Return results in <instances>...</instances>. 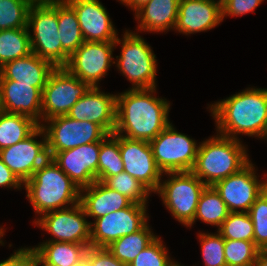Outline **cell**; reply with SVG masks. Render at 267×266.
<instances>
[{
    "label": "cell",
    "mask_w": 267,
    "mask_h": 266,
    "mask_svg": "<svg viewBox=\"0 0 267 266\" xmlns=\"http://www.w3.org/2000/svg\"><path fill=\"white\" fill-rule=\"evenodd\" d=\"M241 140L214 134L199 142L196 161L191 172L206 186L239 172L251 160Z\"/></svg>",
    "instance_id": "obj_4"
},
{
    "label": "cell",
    "mask_w": 267,
    "mask_h": 266,
    "mask_svg": "<svg viewBox=\"0 0 267 266\" xmlns=\"http://www.w3.org/2000/svg\"><path fill=\"white\" fill-rule=\"evenodd\" d=\"M217 232L224 240L254 241V227L248 212H229Z\"/></svg>",
    "instance_id": "obj_32"
},
{
    "label": "cell",
    "mask_w": 267,
    "mask_h": 266,
    "mask_svg": "<svg viewBox=\"0 0 267 266\" xmlns=\"http://www.w3.org/2000/svg\"><path fill=\"white\" fill-rule=\"evenodd\" d=\"M119 148L124 171L155 193L164 176L156 164L150 143L119 135Z\"/></svg>",
    "instance_id": "obj_16"
},
{
    "label": "cell",
    "mask_w": 267,
    "mask_h": 266,
    "mask_svg": "<svg viewBox=\"0 0 267 266\" xmlns=\"http://www.w3.org/2000/svg\"><path fill=\"white\" fill-rule=\"evenodd\" d=\"M149 223L135 233L120 237L107 247L108 250L118 260L129 265L142 250L158 237L150 228Z\"/></svg>",
    "instance_id": "obj_26"
},
{
    "label": "cell",
    "mask_w": 267,
    "mask_h": 266,
    "mask_svg": "<svg viewBox=\"0 0 267 266\" xmlns=\"http://www.w3.org/2000/svg\"><path fill=\"white\" fill-rule=\"evenodd\" d=\"M4 112L2 107L1 95H0V115Z\"/></svg>",
    "instance_id": "obj_48"
},
{
    "label": "cell",
    "mask_w": 267,
    "mask_h": 266,
    "mask_svg": "<svg viewBox=\"0 0 267 266\" xmlns=\"http://www.w3.org/2000/svg\"><path fill=\"white\" fill-rule=\"evenodd\" d=\"M257 170L251 160L239 172L213 185L229 212H249L255 200L267 189V174L263 175L264 181L262 177L259 179Z\"/></svg>",
    "instance_id": "obj_14"
},
{
    "label": "cell",
    "mask_w": 267,
    "mask_h": 266,
    "mask_svg": "<svg viewBox=\"0 0 267 266\" xmlns=\"http://www.w3.org/2000/svg\"><path fill=\"white\" fill-rule=\"evenodd\" d=\"M168 179L160 181L158 194L166 210L187 227L196 214L199 198L206 185L191 171L163 173Z\"/></svg>",
    "instance_id": "obj_6"
},
{
    "label": "cell",
    "mask_w": 267,
    "mask_h": 266,
    "mask_svg": "<svg viewBox=\"0 0 267 266\" xmlns=\"http://www.w3.org/2000/svg\"><path fill=\"white\" fill-rule=\"evenodd\" d=\"M116 48L115 42L84 41L69 56L64 68L91 87H99V81L107 75L112 64H115L113 52Z\"/></svg>",
    "instance_id": "obj_13"
},
{
    "label": "cell",
    "mask_w": 267,
    "mask_h": 266,
    "mask_svg": "<svg viewBox=\"0 0 267 266\" xmlns=\"http://www.w3.org/2000/svg\"><path fill=\"white\" fill-rule=\"evenodd\" d=\"M121 45L115 67L131 84L130 89L157 87V57L149 43L133 30H126L117 37L115 46Z\"/></svg>",
    "instance_id": "obj_5"
},
{
    "label": "cell",
    "mask_w": 267,
    "mask_h": 266,
    "mask_svg": "<svg viewBox=\"0 0 267 266\" xmlns=\"http://www.w3.org/2000/svg\"><path fill=\"white\" fill-rule=\"evenodd\" d=\"M132 202L104 182L95 181L80 190V204L88 218L98 219L109 213L124 209Z\"/></svg>",
    "instance_id": "obj_23"
},
{
    "label": "cell",
    "mask_w": 267,
    "mask_h": 266,
    "mask_svg": "<svg viewBox=\"0 0 267 266\" xmlns=\"http://www.w3.org/2000/svg\"><path fill=\"white\" fill-rule=\"evenodd\" d=\"M91 86L70 74L64 67H56L42 92V123L65 116Z\"/></svg>",
    "instance_id": "obj_11"
},
{
    "label": "cell",
    "mask_w": 267,
    "mask_h": 266,
    "mask_svg": "<svg viewBox=\"0 0 267 266\" xmlns=\"http://www.w3.org/2000/svg\"><path fill=\"white\" fill-rule=\"evenodd\" d=\"M180 0H150L134 14L138 25L136 33H167L174 30Z\"/></svg>",
    "instance_id": "obj_24"
},
{
    "label": "cell",
    "mask_w": 267,
    "mask_h": 266,
    "mask_svg": "<svg viewBox=\"0 0 267 266\" xmlns=\"http://www.w3.org/2000/svg\"><path fill=\"white\" fill-rule=\"evenodd\" d=\"M37 254L32 246L20 247L6 260L0 261V266H35Z\"/></svg>",
    "instance_id": "obj_41"
},
{
    "label": "cell",
    "mask_w": 267,
    "mask_h": 266,
    "mask_svg": "<svg viewBox=\"0 0 267 266\" xmlns=\"http://www.w3.org/2000/svg\"><path fill=\"white\" fill-rule=\"evenodd\" d=\"M30 6L27 0H0V31L27 27Z\"/></svg>",
    "instance_id": "obj_35"
},
{
    "label": "cell",
    "mask_w": 267,
    "mask_h": 266,
    "mask_svg": "<svg viewBox=\"0 0 267 266\" xmlns=\"http://www.w3.org/2000/svg\"><path fill=\"white\" fill-rule=\"evenodd\" d=\"M90 245L72 242H41L33 246L37 257L48 266H78Z\"/></svg>",
    "instance_id": "obj_25"
},
{
    "label": "cell",
    "mask_w": 267,
    "mask_h": 266,
    "mask_svg": "<svg viewBox=\"0 0 267 266\" xmlns=\"http://www.w3.org/2000/svg\"><path fill=\"white\" fill-rule=\"evenodd\" d=\"M79 203L43 214L35 222V227L50 234L43 242H72L90 245L91 220Z\"/></svg>",
    "instance_id": "obj_12"
},
{
    "label": "cell",
    "mask_w": 267,
    "mask_h": 266,
    "mask_svg": "<svg viewBox=\"0 0 267 266\" xmlns=\"http://www.w3.org/2000/svg\"><path fill=\"white\" fill-rule=\"evenodd\" d=\"M27 28L32 53L51 62L55 67H64L70 55L62 48L60 41L57 3L31 5Z\"/></svg>",
    "instance_id": "obj_7"
},
{
    "label": "cell",
    "mask_w": 267,
    "mask_h": 266,
    "mask_svg": "<svg viewBox=\"0 0 267 266\" xmlns=\"http://www.w3.org/2000/svg\"><path fill=\"white\" fill-rule=\"evenodd\" d=\"M58 30L62 48L71 55L84 42L75 10L66 2H57Z\"/></svg>",
    "instance_id": "obj_29"
},
{
    "label": "cell",
    "mask_w": 267,
    "mask_h": 266,
    "mask_svg": "<svg viewBox=\"0 0 267 266\" xmlns=\"http://www.w3.org/2000/svg\"><path fill=\"white\" fill-rule=\"evenodd\" d=\"M35 266H48V265L44 264V263L37 257Z\"/></svg>",
    "instance_id": "obj_47"
},
{
    "label": "cell",
    "mask_w": 267,
    "mask_h": 266,
    "mask_svg": "<svg viewBox=\"0 0 267 266\" xmlns=\"http://www.w3.org/2000/svg\"><path fill=\"white\" fill-rule=\"evenodd\" d=\"M32 53L27 27L0 31V68Z\"/></svg>",
    "instance_id": "obj_30"
},
{
    "label": "cell",
    "mask_w": 267,
    "mask_h": 266,
    "mask_svg": "<svg viewBox=\"0 0 267 266\" xmlns=\"http://www.w3.org/2000/svg\"><path fill=\"white\" fill-rule=\"evenodd\" d=\"M147 205L131 203L124 209L90 222V246L107 248L120 237L142 229L150 218L147 214Z\"/></svg>",
    "instance_id": "obj_10"
},
{
    "label": "cell",
    "mask_w": 267,
    "mask_h": 266,
    "mask_svg": "<svg viewBox=\"0 0 267 266\" xmlns=\"http://www.w3.org/2000/svg\"><path fill=\"white\" fill-rule=\"evenodd\" d=\"M104 183L111 189L127 197L132 203L147 204L151 192L136 178L123 171L118 175L108 177Z\"/></svg>",
    "instance_id": "obj_33"
},
{
    "label": "cell",
    "mask_w": 267,
    "mask_h": 266,
    "mask_svg": "<svg viewBox=\"0 0 267 266\" xmlns=\"http://www.w3.org/2000/svg\"><path fill=\"white\" fill-rule=\"evenodd\" d=\"M39 126L29 116L3 112L0 115V150L26 139Z\"/></svg>",
    "instance_id": "obj_27"
},
{
    "label": "cell",
    "mask_w": 267,
    "mask_h": 266,
    "mask_svg": "<svg viewBox=\"0 0 267 266\" xmlns=\"http://www.w3.org/2000/svg\"><path fill=\"white\" fill-rule=\"evenodd\" d=\"M161 237H157L147 248L142 250L129 266H177L179 262L171 258L168 247Z\"/></svg>",
    "instance_id": "obj_37"
},
{
    "label": "cell",
    "mask_w": 267,
    "mask_h": 266,
    "mask_svg": "<svg viewBox=\"0 0 267 266\" xmlns=\"http://www.w3.org/2000/svg\"><path fill=\"white\" fill-rule=\"evenodd\" d=\"M0 95L4 112L23 114L42 124V92L37 87L0 80Z\"/></svg>",
    "instance_id": "obj_21"
},
{
    "label": "cell",
    "mask_w": 267,
    "mask_h": 266,
    "mask_svg": "<svg viewBox=\"0 0 267 266\" xmlns=\"http://www.w3.org/2000/svg\"><path fill=\"white\" fill-rule=\"evenodd\" d=\"M40 137V140H36ZM3 163L24 184L34 172L49 158L47 138L39 126L26 139L0 150Z\"/></svg>",
    "instance_id": "obj_15"
},
{
    "label": "cell",
    "mask_w": 267,
    "mask_h": 266,
    "mask_svg": "<svg viewBox=\"0 0 267 266\" xmlns=\"http://www.w3.org/2000/svg\"><path fill=\"white\" fill-rule=\"evenodd\" d=\"M222 1V21L226 16L240 17L247 13H255V9L264 0H221Z\"/></svg>",
    "instance_id": "obj_39"
},
{
    "label": "cell",
    "mask_w": 267,
    "mask_h": 266,
    "mask_svg": "<svg viewBox=\"0 0 267 266\" xmlns=\"http://www.w3.org/2000/svg\"><path fill=\"white\" fill-rule=\"evenodd\" d=\"M260 249L254 241L225 240L224 256L227 266H254Z\"/></svg>",
    "instance_id": "obj_34"
},
{
    "label": "cell",
    "mask_w": 267,
    "mask_h": 266,
    "mask_svg": "<svg viewBox=\"0 0 267 266\" xmlns=\"http://www.w3.org/2000/svg\"><path fill=\"white\" fill-rule=\"evenodd\" d=\"M101 141L56 152L51 159L81 189L98 181Z\"/></svg>",
    "instance_id": "obj_17"
},
{
    "label": "cell",
    "mask_w": 267,
    "mask_h": 266,
    "mask_svg": "<svg viewBox=\"0 0 267 266\" xmlns=\"http://www.w3.org/2000/svg\"><path fill=\"white\" fill-rule=\"evenodd\" d=\"M76 12L84 41L115 42L118 31L100 0H65Z\"/></svg>",
    "instance_id": "obj_19"
},
{
    "label": "cell",
    "mask_w": 267,
    "mask_h": 266,
    "mask_svg": "<svg viewBox=\"0 0 267 266\" xmlns=\"http://www.w3.org/2000/svg\"><path fill=\"white\" fill-rule=\"evenodd\" d=\"M121 2L122 5L130 8L134 13L147 4L150 0H117Z\"/></svg>",
    "instance_id": "obj_43"
},
{
    "label": "cell",
    "mask_w": 267,
    "mask_h": 266,
    "mask_svg": "<svg viewBox=\"0 0 267 266\" xmlns=\"http://www.w3.org/2000/svg\"><path fill=\"white\" fill-rule=\"evenodd\" d=\"M5 230H6V228H4L3 225L0 226V245L1 246L5 245L4 241L2 240L3 239L2 237L5 235V232H6Z\"/></svg>",
    "instance_id": "obj_46"
},
{
    "label": "cell",
    "mask_w": 267,
    "mask_h": 266,
    "mask_svg": "<svg viewBox=\"0 0 267 266\" xmlns=\"http://www.w3.org/2000/svg\"><path fill=\"white\" fill-rule=\"evenodd\" d=\"M101 87H91L69 110L67 116L100 125L113 134L116 125V93L103 92Z\"/></svg>",
    "instance_id": "obj_18"
},
{
    "label": "cell",
    "mask_w": 267,
    "mask_h": 266,
    "mask_svg": "<svg viewBox=\"0 0 267 266\" xmlns=\"http://www.w3.org/2000/svg\"><path fill=\"white\" fill-rule=\"evenodd\" d=\"M254 266H267V251L260 250L257 254Z\"/></svg>",
    "instance_id": "obj_44"
},
{
    "label": "cell",
    "mask_w": 267,
    "mask_h": 266,
    "mask_svg": "<svg viewBox=\"0 0 267 266\" xmlns=\"http://www.w3.org/2000/svg\"><path fill=\"white\" fill-rule=\"evenodd\" d=\"M222 22L221 0H180L174 31L189 36L212 30Z\"/></svg>",
    "instance_id": "obj_20"
},
{
    "label": "cell",
    "mask_w": 267,
    "mask_h": 266,
    "mask_svg": "<svg viewBox=\"0 0 267 266\" xmlns=\"http://www.w3.org/2000/svg\"><path fill=\"white\" fill-rule=\"evenodd\" d=\"M197 236L201 246L204 266H227L224 256L225 240L223 237L217 231L216 233L200 231Z\"/></svg>",
    "instance_id": "obj_36"
},
{
    "label": "cell",
    "mask_w": 267,
    "mask_h": 266,
    "mask_svg": "<svg viewBox=\"0 0 267 266\" xmlns=\"http://www.w3.org/2000/svg\"><path fill=\"white\" fill-rule=\"evenodd\" d=\"M55 66L31 53L22 58L10 61L0 68V80H13L19 83L30 84L41 92L47 84Z\"/></svg>",
    "instance_id": "obj_22"
},
{
    "label": "cell",
    "mask_w": 267,
    "mask_h": 266,
    "mask_svg": "<svg viewBox=\"0 0 267 266\" xmlns=\"http://www.w3.org/2000/svg\"><path fill=\"white\" fill-rule=\"evenodd\" d=\"M149 143L162 173L186 172L193 169L199 143L178 132L172 122Z\"/></svg>",
    "instance_id": "obj_8"
},
{
    "label": "cell",
    "mask_w": 267,
    "mask_h": 266,
    "mask_svg": "<svg viewBox=\"0 0 267 266\" xmlns=\"http://www.w3.org/2000/svg\"><path fill=\"white\" fill-rule=\"evenodd\" d=\"M156 88L127 89L116 95L114 134L150 142L170 123L171 103Z\"/></svg>",
    "instance_id": "obj_1"
},
{
    "label": "cell",
    "mask_w": 267,
    "mask_h": 266,
    "mask_svg": "<svg viewBox=\"0 0 267 266\" xmlns=\"http://www.w3.org/2000/svg\"><path fill=\"white\" fill-rule=\"evenodd\" d=\"M124 171L119 148V135L108 134L102 141L98 160V181L104 182L108 177Z\"/></svg>",
    "instance_id": "obj_31"
},
{
    "label": "cell",
    "mask_w": 267,
    "mask_h": 266,
    "mask_svg": "<svg viewBox=\"0 0 267 266\" xmlns=\"http://www.w3.org/2000/svg\"><path fill=\"white\" fill-rule=\"evenodd\" d=\"M31 5H41V4H53L57 2H63L65 0H27Z\"/></svg>",
    "instance_id": "obj_45"
},
{
    "label": "cell",
    "mask_w": 267,
    "mask_h": 266,
    "mask_svg": "<svg viewBox=\"0 0 267 266\" xmlns=\"http://www.w3.org/2000/svg\"><path fill=\"white\" fill-rule=\"evenodd\" d=\"M40 126L47 138L49 158L56 152L102 141L108 135L98 124L87 120L78 121L67 115L45 120Z\"/></svg>",
    "instance_id": "obj_9"
},
{
    "label": "cell",
    "mask_w": 267,
    "mask_h": 266,
    "mask_svg": "<svg viewBox=\"0 0 267 266\" xmlns=\"http://www.w3.org/2000/svg\"><path fill=\"white\" fill-rule=\"evenodd\" d=\"M207 105L216 133L236 140H241V134L267 141V88L248 87Z\"/></svg>",
    "instance_id": "obj_2"
},
{
    "label": "cell",
    "mask_w": 267,
    "mask_h": 266,
    "mask_svg": "<svg viewBox=\"0 0 267 266\" xmlns=\"http://www.w3.org/2000/svg\"><path fill=\"white\" fill-rule=\"evenodd\" d=\"M254 227V243L263 250L267 246V189L255 200L249 210Z\"/></svg>",
    "instance_id": "obj_38"
},
{
    "label": "cell",
    "mask_w": 267,
    "mask_h": 266,
    "mask_svg": "<svg viewBox=\"0 0 267 266\" xmlns=\"http://www.w3.org/2000/svg\"><path fill=\"white\" fill-rule=\"evenodd\" d=\"M78 266H90L85 260L79 264Z\"/></svg>",
    "instance_id": "obj_49"
},
{
    "label": "cell",
    "mask_w": 267,
    "mask_h": 266,
    "mask_svg": "<svg viewBox=\"0 0 267 266\" xmlns=\"http://www.w3.org/2000/svg\"><path fill=\"white\" fill-rule=\"evenodd\" d=\"M22 190L23 183L14 175V173L3 163L0 158V188Z\"/></svg>",
    "instance_id": "obj_42"
},
{
    "label": "cell",
    "mask_w": 267,
    "mask_h": 266,
    "mask_svg": "<svg viewBox=\"0 0 267 266\" xmlns=\"http://www.w3.org/2000/svg\"><path fill=\"white\" fill-rule=\"evenodd\" d=\"M26 197L37 215L64 209L80 202V188L48 158L23 184Z\"/></svg>",
    "instance_id": "obj_3"
},
{
    "label": "cell",
    "mask_w": 267,
    "mask_h": 266,
    "mask_svg": "<svg viewBox=\"0 0 267 266\" xmlns=\"http://www.w3.org/2000/svg\"><path fill=\"white\" fill-rule=\"evenodd\" d=\"M85 261L90 266H129L114 257L108 248L92 246L87 249Z\"/></svg>",
    "instance_id": "obj_40"
},
{
    "label": "cell",
    "mask_w": 267,
    "mask_h": 266,
    "mask_svg": "<svg viewBox=\"0 0 267 266\" xmlns=\"http://www.w3.org/2000/svg\"><path fill=\"white\" fill-rule=\"evenodd\" d=\"M228 214L229 210L219 193L213 186H206L199 198L194 220L186 228H192L200 220L219 229Z\"/></svg>",
    "instance_id": "obj_28"
}]
</instances>
